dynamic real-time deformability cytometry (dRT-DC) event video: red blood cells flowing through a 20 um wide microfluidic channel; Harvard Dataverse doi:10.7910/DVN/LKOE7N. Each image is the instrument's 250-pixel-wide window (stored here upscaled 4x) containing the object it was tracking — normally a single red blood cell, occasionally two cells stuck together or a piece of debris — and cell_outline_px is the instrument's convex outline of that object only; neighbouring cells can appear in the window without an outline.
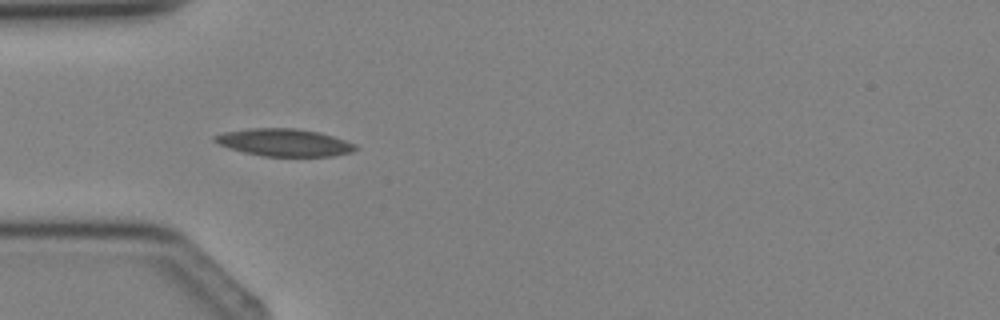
{"species": "Egyptian fruit bat (a non-hibernating species)", "species_latin": "Rousettus aegyptiacus", "temperature_condition": "cold", "stored_images_in_passage": 4, "camera_frame_rate_fps": 3000, "um_per_image_px": 0.085, "animal": {"sex": "female"}, "frame": {"image": 1, "passage_image": 3, "time_ms": 2.333, "image_size_px": [1000, 320], "cell_outline_px": [[360, 148], [352, 152], [332, 156], [264, 156], [244, 152], [228, 148], [212, 140], [212, 136], [224, 132], [248, 128], [296, 128], [320, 132], [356, 144]], "centroid_in_image_um": [24.16, 12.11], "position_along_channel_um": 60.8, "area_um2": 22.6}}
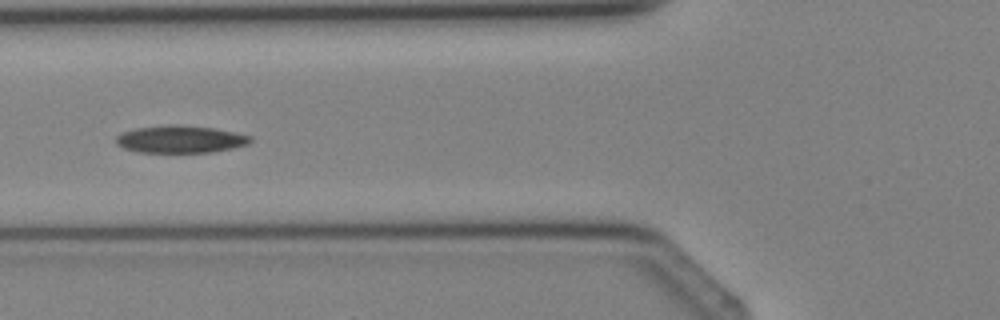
{"frame": {"image": 2, "passage_image": 4, "time_ms": 3.333, "image_size_px": [1000, 320], "cell_outline_px": [[252, 140], [248, 144], [232, 148], [212, 152], [140, 152], [124, 148], [116, 144], [116, 136], [120, 132], [136, 128], [168, 124], [180, 124], [212, 128], [236, 132], [252, 136]], "centroid_in_image_um": [15.32, 11.82], "position_along_channel_um": 110.5, "area_um2": 21.56}}